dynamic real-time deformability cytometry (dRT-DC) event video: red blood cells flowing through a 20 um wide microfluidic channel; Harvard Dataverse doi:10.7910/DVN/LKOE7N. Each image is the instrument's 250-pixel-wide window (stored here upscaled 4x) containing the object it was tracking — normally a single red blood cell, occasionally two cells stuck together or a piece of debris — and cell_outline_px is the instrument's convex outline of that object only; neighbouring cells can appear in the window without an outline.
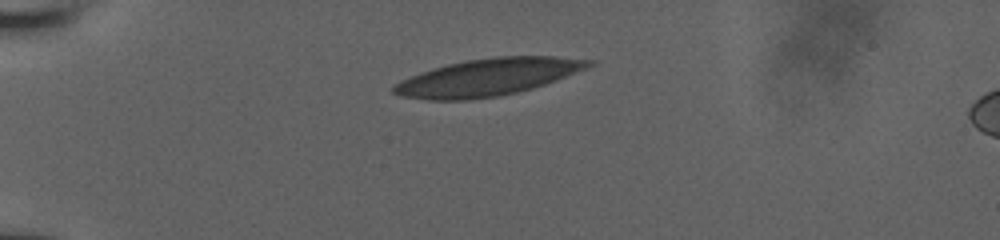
{"species": "human", "species_latin": "Homo sapiens", "temperature_condition": "room temperature", "stored_images_in_passage": 6, "camera_frame_rate_fps": 3000, "um_per_image_px": 0.085, "donor": {"sex": "male"}, "frame": {"image": 1, "passage_image": 1, "time_ms": 0.0, "image_size_px": [1000, 240], "cell_outline_px": [[596, 64], [556, 80], [532, 88], [500, 96], [468, 100], [428, 100], [400, 96], [392, 92], [392, 88], [400, 80], [448, 64], [468, 60], [496, 56], [552, 56], [596, 60]], "centroid_in_image_um": [41.5, 6.56], "position_along_channel_um": 43.5, "area_um2": 41.85}}
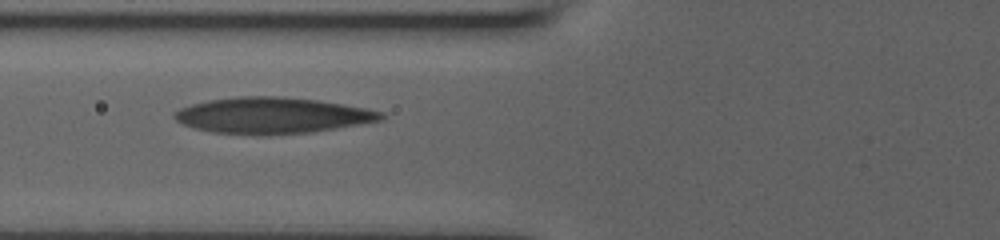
{"frame": {"image": 2, "passage_image": 4, "time_ms": 2.667, "image_size_px": [1000, 240], "cell_outline_px": [[388, 116], [380, 120], [336, 128], [312, 132], [264, 136], [260, 136], [212, 132], [196, 128], [184, 124], [176, 120], [172, 116], [172, 112], [180, 108], [192, 104], [208, 100], [236, 96], [284, 96], [316, 100], [364, 108], [384, 112]], "centroid_in_image_um": [23.1, 9.82], "position_along_channel_um": 102.7, "area_um2": 43.7}}
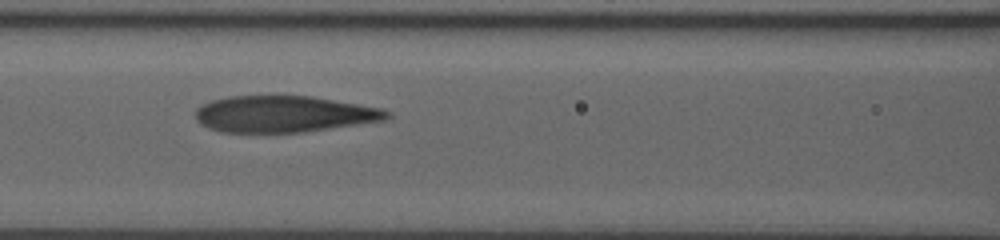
{"frame": {"image": 3, "passage_image": 5, "time_ms": 3.667, "image_size_px": [1000, 240], "cell_outline_px": [[392, 116], [384, 120], [304, 132], [220, 132], [208, 128], [200, 124], [196, 120], [196, 108], [212, 100], [228, 96], [312, 96], [380, 108], [392, 112]], "centroid_in_image_um": [24.11, 9.69], "position_along_channel_um": 142.5, "area_um2": 40.58}}